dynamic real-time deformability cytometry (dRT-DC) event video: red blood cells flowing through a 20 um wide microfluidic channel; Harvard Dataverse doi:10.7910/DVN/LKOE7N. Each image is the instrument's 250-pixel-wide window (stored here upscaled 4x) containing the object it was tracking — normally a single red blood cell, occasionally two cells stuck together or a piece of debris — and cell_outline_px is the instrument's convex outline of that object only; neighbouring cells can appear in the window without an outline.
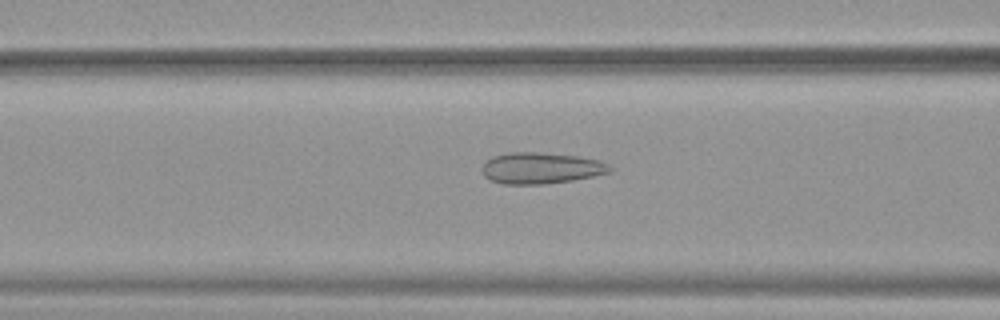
{"species": "common noctule bat (a hibernating species)", "species_latin": "Nyctalus noctula", "temperature_condition": "warm", "stored_images_in_passage": 52, "camera_frame_rate_fps": 3000, "um_per_image_px": 0.085, "animal": {"sex": "female", "body_mass_g": 19.9}, "frame": {"image": 1, "passage_image": 21, "time_ms": 6.667, "image_size_px": [1000, 320], "cell_outline_px": [[612, 168], [608, 172], [592, 176], [572, 180], [544, 184], [504, 184], [492, 180], [484, 176], [480, 168], [492, 156], [508, 152], [540, 152], [576, 156], [596, 160], [608, 164]], "centroid_in_image_um": [45.92, 14.28], "position_along_channel_um": 120.7, "area_um2": 23.06}}
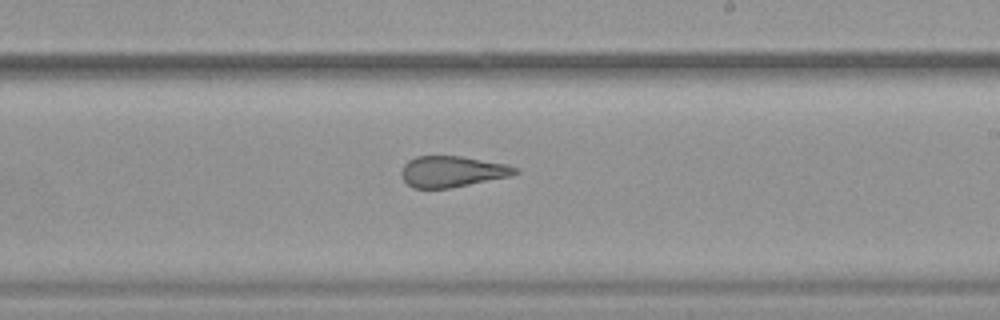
{"frame": {"image": 2, "passage_image": 31, "time_ms": 10.0, "image_size_px": [1000, 320], "cell_outline_px": [[520, 172], [508, 176], [448, 188], [412, 188], [400, 176], [400, 172], [404, 164], [408, 160], [416, 156], [460, 156], [504, 164], [516, 168]], "centroid_in_image_um": [38.35, 14.57], "position_along_channel_um": 250.7, "area_um2": 20.23}}
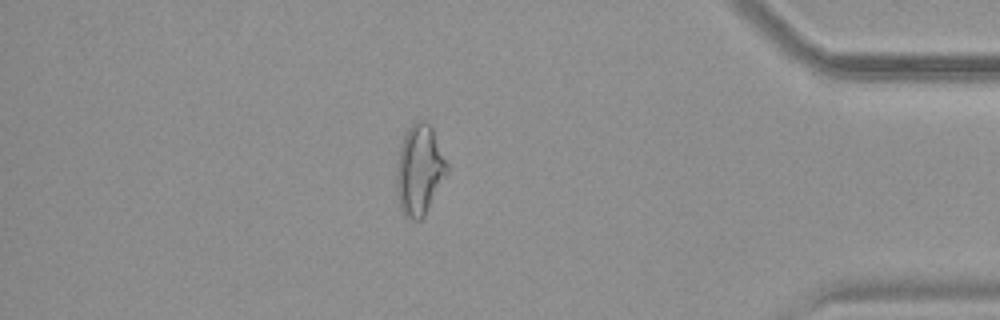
{"frame": {"image": 3, "passage_image": 45, "time_ms": 14.667, "image_size_px": [1000, 320], "cell_outline_px": [[448, 172], [424, 216], [420, 220], [412, 220], [404, 216], [400, 208], [396, 192], [396, 168], [400, 148], [404, 136], [408, 128], [416, 120], [424, 120], [432, 128], [448, 164]], "centroid_in_image_um": [35.64, 14.47], "position_along_channel_um": 399.6, "area_um2": 26.53}, "authors_computed_cell_mechanics": {"area_um2": 26.1256, "velocity_mm_per_s": 3.9104, "shape_relaxation_time_tau1_ms": null, "shape_relaxation_time_tau2_ms": 1.436, "deformation_change_tau1": null, "deformation_change_tau2": 0.0969}}